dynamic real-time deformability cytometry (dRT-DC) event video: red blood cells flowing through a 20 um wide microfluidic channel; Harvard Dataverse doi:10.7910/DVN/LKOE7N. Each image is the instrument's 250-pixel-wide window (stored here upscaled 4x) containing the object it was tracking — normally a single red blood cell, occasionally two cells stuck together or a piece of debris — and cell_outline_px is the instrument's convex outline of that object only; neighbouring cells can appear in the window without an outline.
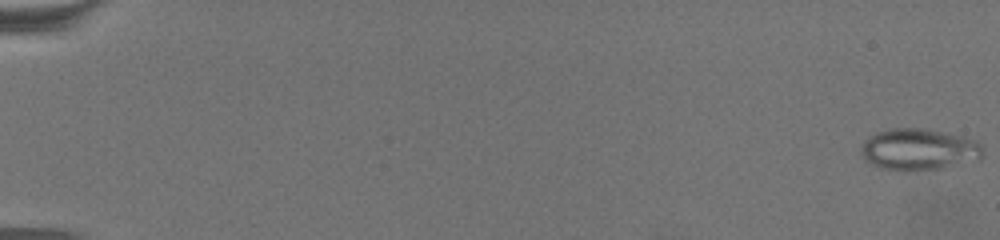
{"species": "common noctule bat (a hibernating species)", "species_latin": "Nyctalus noctula", "temperature_condition": "warm", "stored_images_in_passage": 67, "camera_frame_rate_fps": 3000, "um_per_image_px": 0.085, "animal": {"sex": "female", "body_mass_g": 19.5, "forearm_length_mm": 54.1}, "frame": {"image": 1, "passage_image": 1, "time_ms": 0.0, "image_size_px": [1000, 240], "cell_outline_px": [[984, 156], [980, 160], [940, 168], [876, 168], [864, 160], [860, 152], [860, 148], [864, 140], [868, 136], [876, 132], [888, 128], [928, 128], [964, 136], [976, 140], [984, 148]], "centroid_in_image_um": [78.12, 12.65], "position_along_channel_um": 6.9, "area_um2": 29.59}}
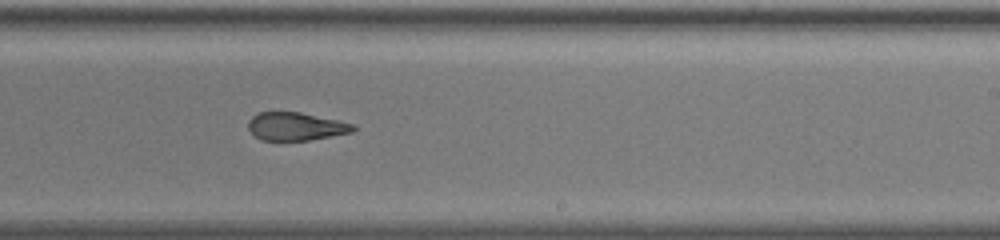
{"frame": {"image": 2, "passage_image": 45, "time_ms": 14.667, "image_size_px": [1000, 240], "cell_outline_px": [[356, 128], [352, 132], [308, 140], [280, 144], [260, 140], [248, 128], [248, 120], [256, 112], [300, 112], [340, 120], [352, 124]], "centroid_in_image_um": [25.08, 10.78], "position_along_channel_um": 263.9, "area_um2": 17.8}}
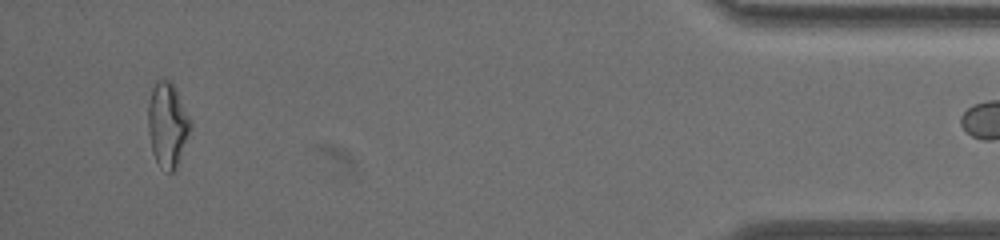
{"frame": {"image": 3, "passage_image": 66, "time_ms": 21.667, "image_size_px": [1000, 240], "cell_outline_px": [[192, 128], [176, 168], [172, 172], [168, 172], [160, 168], [152, 152], [148, 128], [148, 100], [152, 88], [156, 80], [168, 80], [172, 84], [192, 120]], "centroid_in_image_um": [14.24, 10.62], "position_along_channel_um": 421.0, "area_um2": 20.92}}